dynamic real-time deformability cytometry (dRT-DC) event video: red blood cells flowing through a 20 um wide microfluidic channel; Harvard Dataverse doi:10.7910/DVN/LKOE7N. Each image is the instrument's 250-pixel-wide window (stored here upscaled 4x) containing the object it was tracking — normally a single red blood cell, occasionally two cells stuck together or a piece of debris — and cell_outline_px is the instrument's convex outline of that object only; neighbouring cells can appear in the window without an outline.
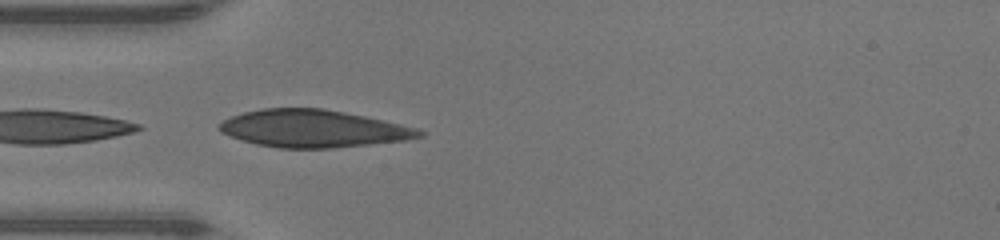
{"species": "human", "species_latin": "Homo sapiens", "temperature_condition": "warm", "stored_images_in_passage": 11, "camera_frame_rate_fps": 3000, "um_per_image_px": 0.085, "donor": {"sex": "male"}, "frame": {"image": 1, "passage_image": 1, "time_ms": 0.0, "image_size_px": [1000, 240], "cell_outline_px": [[428, 132], [424, 136], [404, 140], [332, 148], [280, 148], [256, 144], [220, 132], [220, 124], [224, 120], [232, 116], [244, 112], [264, 108], [324, 108], [364, 116], [400, 124], [416, 128]], "centroid_in_image_um": [26.65, 10.93], "position_along_channel_um": 58.4, "area_um2": 43.18}}
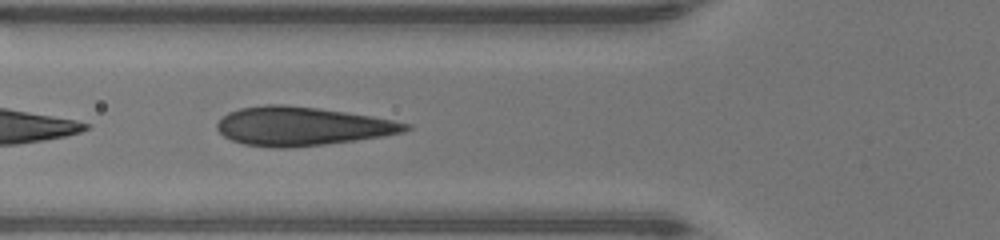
{"frame": {"image": 2, "passage_image": 4, "time_ms": 1.0, "image_size_px": [1000, 240], "cell_outline_px": [[412, 128], [404, 132], [384, 136], [356, 140], [324, 144], [288, 148], [272, 148], [244, 144], [232, 140], [224, 136], [216, 128], [216, 124], [228, 112], [240, 108], [264, 104], [284, 104], [316, 108], [372, 116], [412, 124]], "centroid_in_image_um": [25.67, 10.73], "position_along_channel_um": 100.1, "area_um2": 42.48}}
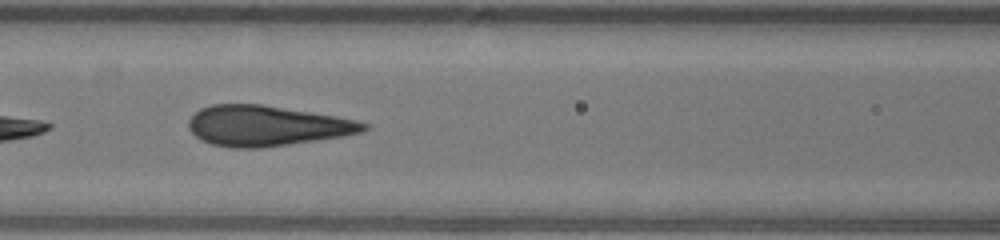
{"frame": {"image": 3, "passage_image": 7, "time_ms": 2.0, "image_size_px": [1000, 240], "cell_outline_px": [[372, 124], [368, 128], [360, 132], [344, 136], [260, 148], [232, 148], [212, 144], [200, 140], [188, 128], [188, 120], [200, 108], [212, 104], [260, 104], [336, 116], [356, 120]], "centroid_in_image_um": [22.66, 10.69], "position_along_channel_um": 143.9, "area_um2": 41.1}}